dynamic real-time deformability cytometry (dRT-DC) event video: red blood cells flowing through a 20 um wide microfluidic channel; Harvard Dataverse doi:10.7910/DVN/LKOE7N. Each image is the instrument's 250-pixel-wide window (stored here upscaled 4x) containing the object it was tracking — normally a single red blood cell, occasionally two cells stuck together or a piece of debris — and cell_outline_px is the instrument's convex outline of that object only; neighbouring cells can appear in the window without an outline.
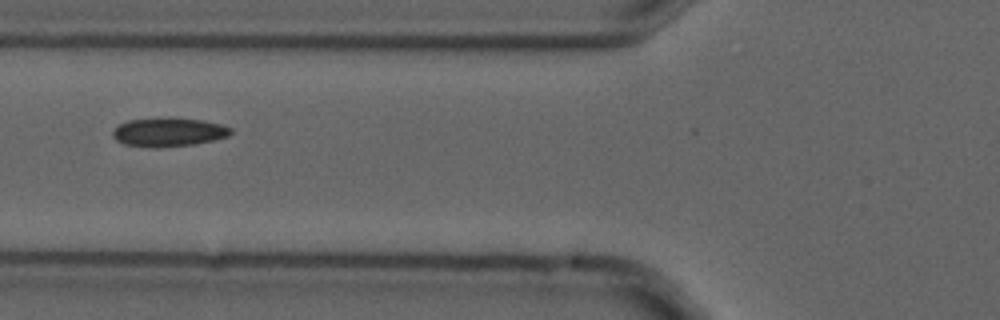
{"species": "common noctule bat (a hibernating species)", "species_latin": "Nyctalus noctula", "temperature_condition": "cold", "stored_images_in_passage": 6, "camera_frame_rate_fps": 3000, "um_per_image_px": 0.085, "animal": {"sex": "male", "forearm_length_mm": 52.5}, "frame": {"image": 1, "passage_image": 4, "time_ms": 1.0, "image_size_px": [1000, 320], "cell_outline_px": [[232, 132], [228, 136], [196, 144], [160, 148], [152, 148], [124, 144], [116, 140], [112, 136], [112, 132], [120, 124], [128, 120], [168, 116], [204, 120], [224, 124], [232, 128]], "centroid_in_image_um": [14.35, 11.21], "position_along_channel_um": 111.5, "area_um2": 20.35}}
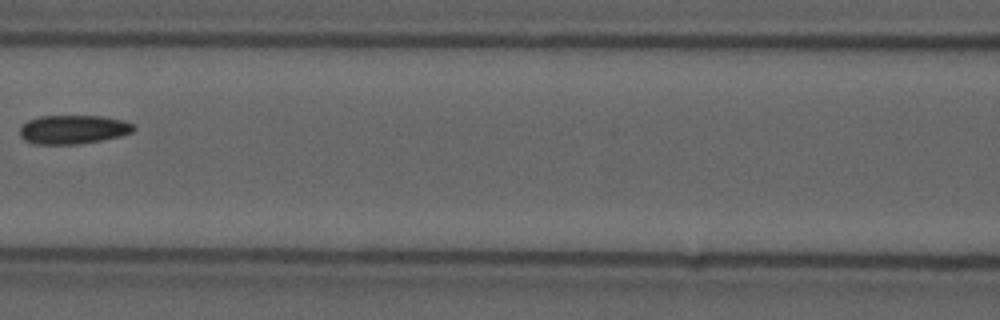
{"frame": {"image": 2, "passage_image": 5, "time_ms": 1.333, "image_size_px": [1000, 320], "cell_outline_px": [[136, 128], [132, 132], [120, 136], [100, 140], [76, 144], [36, 144], [24, 140], [20, 136], [20, 128], [28, 120], [40, 116], [100, 116], [124, 120], [136, 124]], "centroid_in_image_um": [6.24, 11.0], "position_along_channel_um": 160.4, "area_um2": 19.13}}
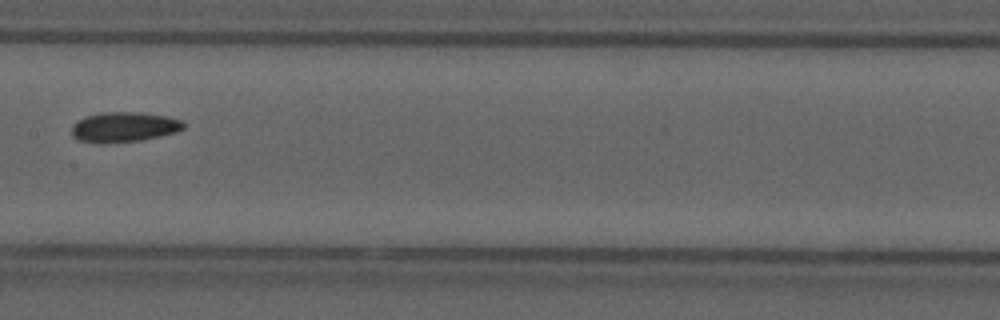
{"frame": {"image": 3, "passage_image": 6, "time_ms": 1.667, "image_size_px": [1000, 320], "cell_outline_px": [[184, 128], [176, 132], [160, 136], [140, 140], [104, 144], [100, 144], [76, 140], [72, 136], [72, 124], [76, 120], [84, 116], [100, 112], [136, 112], [164, 116], [180, 120], [184, 124]], "centroid_in_image_um": [10.45, 10.81], "position_along_channel_um": 197.0, "area_um2": 19.77}}